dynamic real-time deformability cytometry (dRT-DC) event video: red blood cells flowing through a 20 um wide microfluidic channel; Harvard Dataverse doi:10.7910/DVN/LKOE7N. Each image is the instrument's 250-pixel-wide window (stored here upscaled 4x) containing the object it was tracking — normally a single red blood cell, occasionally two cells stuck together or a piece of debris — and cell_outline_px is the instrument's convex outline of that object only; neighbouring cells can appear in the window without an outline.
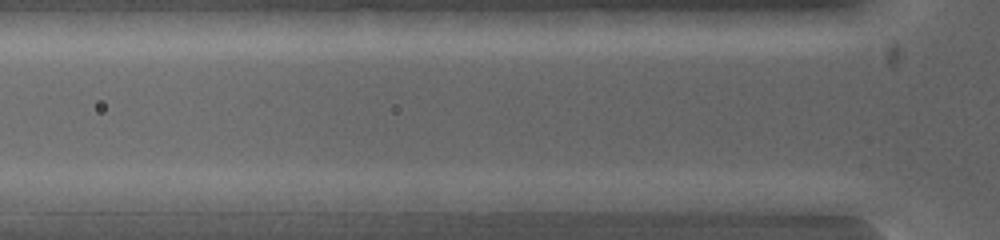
{"species": "common noctule bat (a hibernating species)", "species_latin": "Nyctalus noctula", "temperature_condition": "warm", "stored_images_in_passage": 3, "camera_frame_rate_fps": 5000, "um_per_image_px": 0.085, "animal": {"sex": "female", "body_mass_g": 19.0, "forearm_length_mm": 53.3}, "frame": {"image": 1, "passage_image": 3, "time_ms": 0.8, "image_size_px": [1000, 240], "cell_outline_px": [[588, 200], [576, 212], [496, 212], [492, 200], [560, 192]], "centroid_in_image_um": [45.93, 17.3], "position_along_channel_um": 79.9, "area_um2": 10.4}}